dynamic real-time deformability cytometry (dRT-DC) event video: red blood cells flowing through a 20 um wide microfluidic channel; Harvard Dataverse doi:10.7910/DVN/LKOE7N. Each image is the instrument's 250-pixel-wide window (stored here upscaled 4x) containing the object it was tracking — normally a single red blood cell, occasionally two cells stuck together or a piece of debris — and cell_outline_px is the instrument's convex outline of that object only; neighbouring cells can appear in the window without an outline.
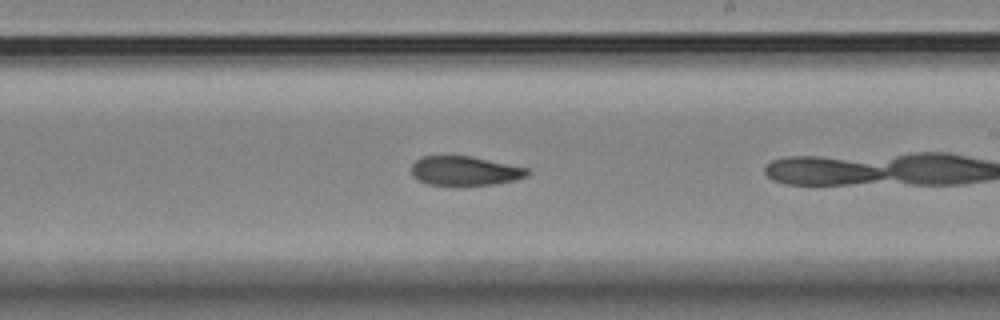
{"species": "Egyptian fruit bat (a non-hibernating species)", "species_latin": "Rousettus aegyptiacus", "temperature_condition": "room temperature", "stored_images_in_passage": 27, "camera_frame_rate_fps": 3000, "um_per_image_px": 0.085, "animal": {"sex": "female"}, "frame": {"image": 1, "passage_image": 16, "time_ms": 5.0, "image_size_px": [1000, 320], "cell_outline_px": [[528, 176], [516, 180], [496, 184], [428, 184], [412, 176], [412, 164], [420, 156], [468, 156], [528, 168]], "centroid_in_image_um": [39.51, 14.51], "position_along_channel_um": 249.5, "area_um2": 19.36}}
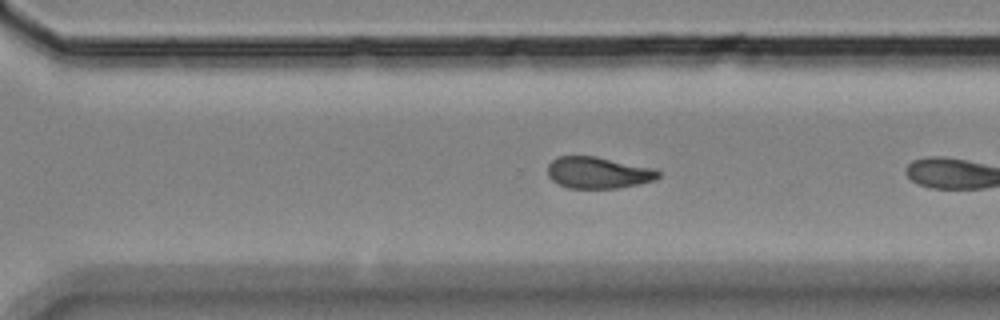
{"frame": {"image": 2, "passage_image": 22, "time_ms": 7.0, "image_size_px": [1000, 320], "cell_outline_px": [[660, 176], [656, 180], [640, 184], [620, 188], [568, 188], [552, 180], [548, 176], [548, 164], [552, 160], [560, 156], [596, 156], [648, 168], [660, 172]], "centroid_in_image_um": [50.82, 14.69], "position_along_channel_um": 319.8, "area_um2": 20.11}}